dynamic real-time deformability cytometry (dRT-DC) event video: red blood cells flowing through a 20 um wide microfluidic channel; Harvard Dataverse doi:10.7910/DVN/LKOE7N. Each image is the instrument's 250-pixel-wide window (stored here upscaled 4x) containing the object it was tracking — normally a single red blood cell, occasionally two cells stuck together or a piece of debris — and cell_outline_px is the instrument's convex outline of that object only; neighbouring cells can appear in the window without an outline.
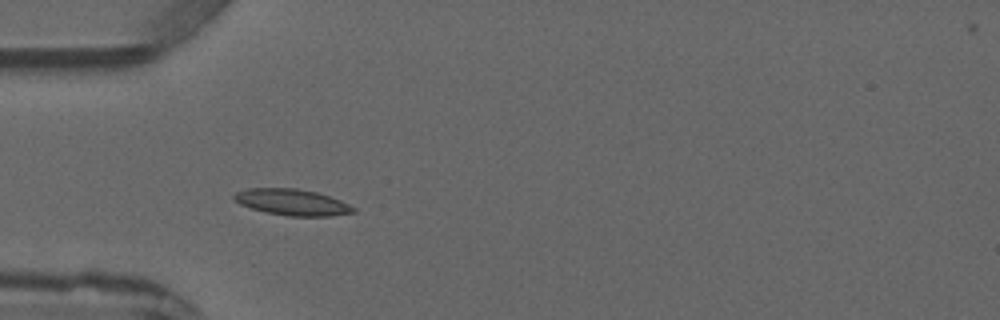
{"species": "common noctule bat (a hibernating species)", "species_latin": "Nyctalus noctula", "temperature_condition": "warm", "stored_images_in_passage": 4, "camera_frame_rate_fps": 3000, "um_per_image_px": 0.085, "animal": {"sex": "male", "forearm_length_mm": 52.5}, "frame": {"image": 1, "passage_image": 4, "time_ms": 3.333, "image_size_px": [1000, 320], "cell_outline_px": [[356, 212], [328, 216], [288, 216], [264, 212], [240, 204], [232, 200], [232, 196], [236, 192], [248, 188], [296, 188], [316, 192], [340, 200], [356, 208]], "centroid_in_image_um": [24.8, 17.19], "position_along_channel_um": 60.2, "area_um2": 18.26}}